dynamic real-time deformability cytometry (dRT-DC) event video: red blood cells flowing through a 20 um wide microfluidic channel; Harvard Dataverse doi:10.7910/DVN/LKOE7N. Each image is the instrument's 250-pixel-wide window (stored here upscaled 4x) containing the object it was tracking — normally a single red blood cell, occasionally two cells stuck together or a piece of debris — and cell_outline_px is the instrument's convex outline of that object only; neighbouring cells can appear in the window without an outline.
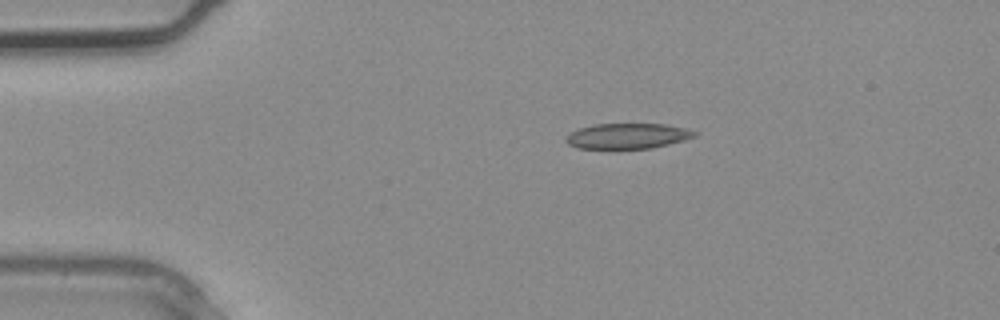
{"species": "common noctule bat (a hibernating species)", "species_latin": "Nyctalus noctula", "temperature_condition": "warm", "stored_images_in_passage": 2, "camera_frame_rate_fps": 3000, "um_per_image_px": 0.085, "animal": {"sex": "male", "body_mass_g": 20.4}, "frame": {"image": 1, "passage_image": 1, "time_ms": 0.0, "image_size_px": [1000, 320], "cell_outline_px": [[700, 132], [696, 136], [684, 140], [652, 148], [612, 152], [576, 148], [568, 144], [564, 140], [572, 132], [580, 128], [592, 124], [664, 124], [684, 128]], "centroid_in_image_um": [53.29, 11.62], "position_along_channel_um": 31.7, "area_um2": 20.0}}
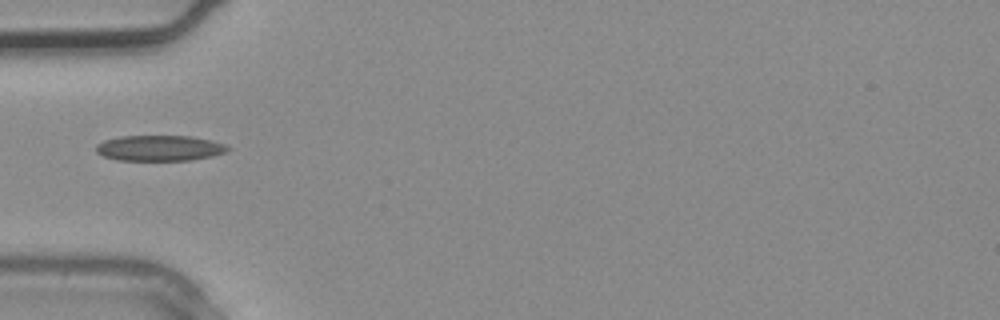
{"frame": {"image": 2, "passage_image": 2, "time_ms": 0.333, "image_size_px": [1000, 320], "cell_outline_px": [[232, 148], [224, 152], [212, 156], [188, 160], [116, 160], [104, 156], [96, 152], [96, 144], [104, 140], [120, 136], [192, 136], [212, 140], [224, 144]], "centroid_in_image_um": [13.55, 12.58], "position_along_channel_um": 71.4, "area_um2": 19.65}}